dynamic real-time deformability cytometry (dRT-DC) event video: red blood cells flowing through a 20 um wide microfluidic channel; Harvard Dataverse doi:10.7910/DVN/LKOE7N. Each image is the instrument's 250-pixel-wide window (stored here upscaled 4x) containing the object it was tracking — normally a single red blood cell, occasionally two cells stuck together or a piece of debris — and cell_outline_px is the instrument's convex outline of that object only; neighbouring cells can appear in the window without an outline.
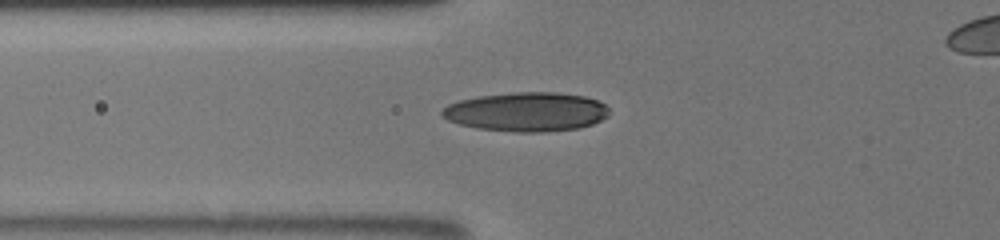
{"species": "human", "species_latin": "Homo sapiens", "temperature_condition": "room temperature", "stored_images_in_passage": 15, "camera_frame_rate_fps": 3000, "um_per_image_px": 0.085, "donor": {"sex": "male"}, "frame": {"image": 1, "passage_image": 2, "time_ms": 0.333, "image_size_px": [1000, 240], "cell_outline_px": [[608, 116], [592, 124], [580, 128], [548, 132], [512, 132], [480, 128], [460, 124], [448, 120], [440, 116], [440, 112], [448, 104], [460, 100], [476, 96], [512, 92], [556, 92], [584, 96], [596, 100], [604, 104], [608, 108]], "centroid_in_image_um": [44.74, 9.5], "position_along_channel_um": 81.1, "area_um2": 38.26}}
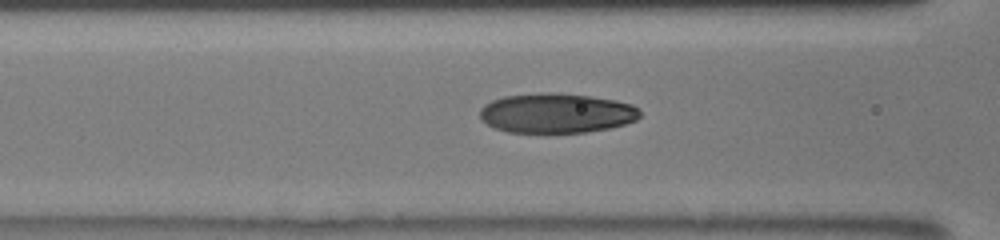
{"frame": {"image": 2, "passage_image": 5, "time_ms": 1.333, "image_size_px": [1000, 240], "cell_outline_px": [[640, 116], [636, 120], [612, 128], [584, 132], [508, 132], [496, 128], [480, 120], [480, 108], [484, 104], [492, 100], [504, 96], [540, 92], [552, 92], [588, 96], [616, 100], [632, 104], [640, 112]], "centroid_in_image_um": [47.28, 9.61], "position_along_channel_um": 119.3, "area_um2": 37.11}}
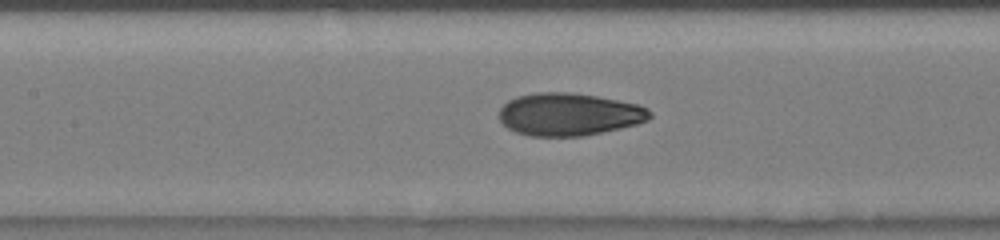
{"frame": {"image": 3, "passage_image": 10, "time_ms": 2.333, "image_size_px": [1000, 240], "cell_outline_px": [[652, 116], [648, 120], [636, 124], [620, 128], [584, 136], [528, 136], [516, 132], [508, 128], [500, 120], [500, 108], [508, 100], [516, 96], [536, 92], [572, 92], [596, 96], [640, 104], [648, 108], [652, 112]], "centroid_in_image_um": [48.38, 9.71], "position_along_channel_um": 159.0, "area_um2": 37.63}}